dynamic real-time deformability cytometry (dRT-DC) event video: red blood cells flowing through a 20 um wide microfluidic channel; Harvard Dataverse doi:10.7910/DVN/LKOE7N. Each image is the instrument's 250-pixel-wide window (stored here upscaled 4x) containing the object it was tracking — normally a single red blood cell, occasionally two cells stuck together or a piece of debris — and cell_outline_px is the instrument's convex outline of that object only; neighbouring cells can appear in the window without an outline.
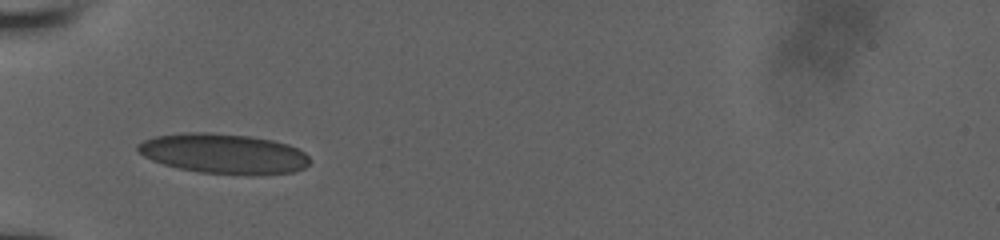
{"species": "human", "species_latin": "Homo sapiens", "temperature_condition": "room temperature", "stored_images_in_passage": 2, "camera_frame_rate_fps": 3000, "um_per_image_px": 0.085, "donor": {"sex": "male"}, "frame": {"image": 1, "passage_image": 1, "time_ms": 0.0, "image_size_px": [1000, 240], "cell_outline_px": [[308, 164], [304, 168], [292, 172], [256, 176], [252, 176], [200, 172], [180, 168], [164, 164], [152, 160], [144, 156], [136, 148], [136, 144], [144, 140], [156, 136], [184, 132], [212, 132], [252, 136], [272, 140], [288, 144], [304, 152], [308, 156]], "centroid_in_image_um": [19.02, 13.06], "position_along_channel_um": 66.0, "area_um2": 40.34}}